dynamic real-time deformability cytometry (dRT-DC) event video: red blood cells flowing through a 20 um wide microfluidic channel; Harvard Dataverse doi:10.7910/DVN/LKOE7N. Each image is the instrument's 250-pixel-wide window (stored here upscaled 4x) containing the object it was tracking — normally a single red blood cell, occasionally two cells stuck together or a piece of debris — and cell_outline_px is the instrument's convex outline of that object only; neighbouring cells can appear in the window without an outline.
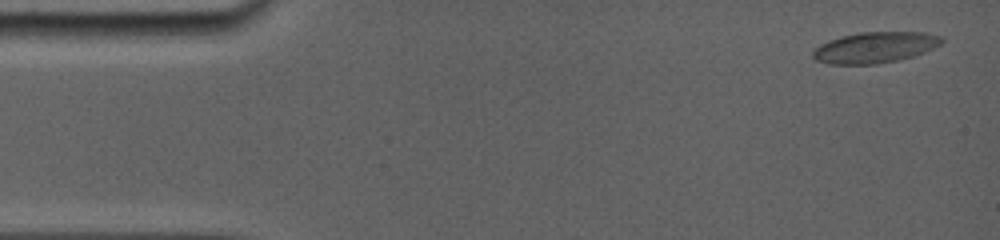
{"species": "common noctule bat (a hibernating species)", "species_latin": "Nyctalus noctula", "temperature_condition": "room temperature", "stored_images_in_passage": 32, "camera_frame_rate_fps": 5000, "um_per_image_px": 0.085, "animal": {"sex": "female", "body_mass_g": 19.0, "forearm_length_mm": 56.7}, "frame": {"image": 1, "passage_image": 1, "time_ms": 0.0, "image_size_px": [1000, 240], "cell_outline_px": [[944, 40], [940, 44], [916, 56], [876, 64], [828, 64], [816, 60], [812, 56], [812, 52], [820, 44], [828, 40], [860, 32], [924, 32], [944, 36]], "centroid_in_image_um": [74.39, 4.03], "position_along_channel_um": 10.6, "area_um2": 23.24}}
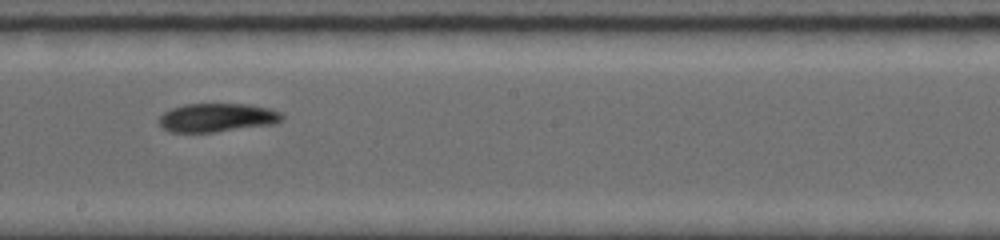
{"frame": {"image": 2, "passage_image": 19, "time_ms": 8.6, "image_size_px": [1000, 240], "cell_outline_px": [[284, 120], [276, 124], [216, 132], [168, 132], [160, 128], [160, 116], [164, 112], [172, 108], [184, 104], [244, 104], [268, 108], [280, 112], [284, 116]], "centroid_in_image_um": [18.46, 10.01], "position_along_channel_um": 229.7, "area_um2": 20.69}}
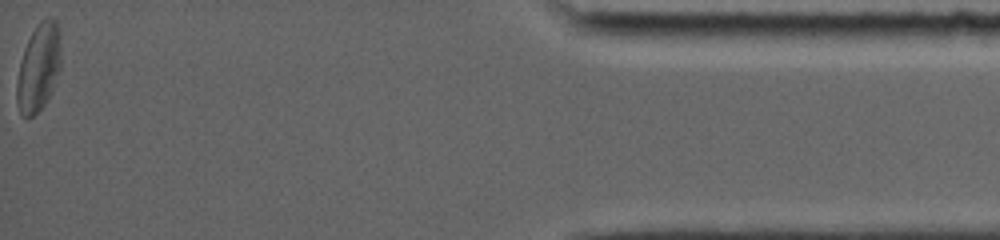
{"frame": {"image": 3, "passage_image": 32, "time_ms": 15.8, "image_size_px": [1000, 240], "cell_outline_px": [[60, 68], [52, 88], [44, 104], [28, 120], [20, 116], [16, 104], [16, 84], [20, 60], [24, 48], [32, 32], [40, 20], [48, 16], [52, 16], [56, 20], [60, 28]], "centroid_in_image_um": [3.26, 5.72], "position_along_channel_um": 431.9, "area_um2": 22.83}, "authors_computed_cell_mechanics": {"area_um2": 21.5883, "velocity_mm_per_s": 3.8207, "shape_relaxation_time_tau1_ms": null, "shape_relaxation_time_tau2_ms": 7.5671, "deformation_change_tau1": null, "deformation_change_tau2": 0.1393}}